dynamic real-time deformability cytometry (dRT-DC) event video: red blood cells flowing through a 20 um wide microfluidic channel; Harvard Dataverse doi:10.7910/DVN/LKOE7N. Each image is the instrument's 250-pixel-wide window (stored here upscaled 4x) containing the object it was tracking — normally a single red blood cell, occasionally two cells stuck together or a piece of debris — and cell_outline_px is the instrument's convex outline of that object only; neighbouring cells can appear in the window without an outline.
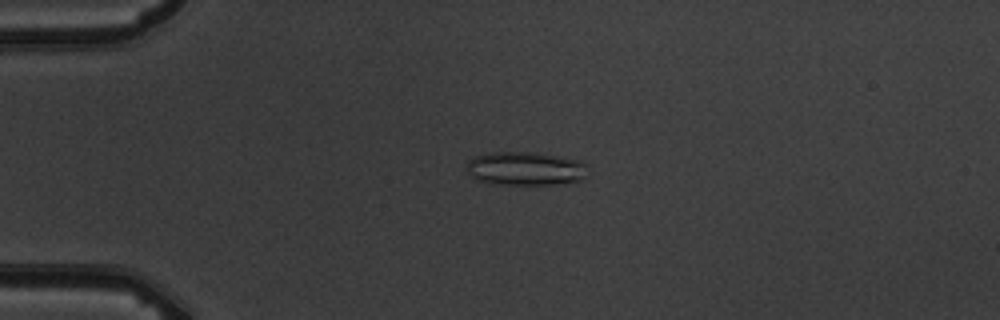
{"species": "common noctule bat (a hibernating species)", "species_latin": "Nyctalus noctula", "temperature_condition": "warm", "stored_images_in_passage": 6, "camera_frame_rate_fps": 3000, "um_per_image_px": 0.085, "animal": {"sex": "male", "body_mass_g": 19.5, "forearm_length_mm": 54.6}, "frame": {"image": 1, "passage_image": 4, "time_ms": 3.333, "image_size_px": [1000, 320], "cell_outline_px": [[584, 164], [580, 180], [552, 184], [488, 184], [476, 180], [464, 168], [468, 160], [476, 156], [492, 152], [536, 152], [580, 160]], "centroid_in_image_um": [44.52, 14.32], "position_along_channel_um": 40.5, "area_um2": 23.47}}
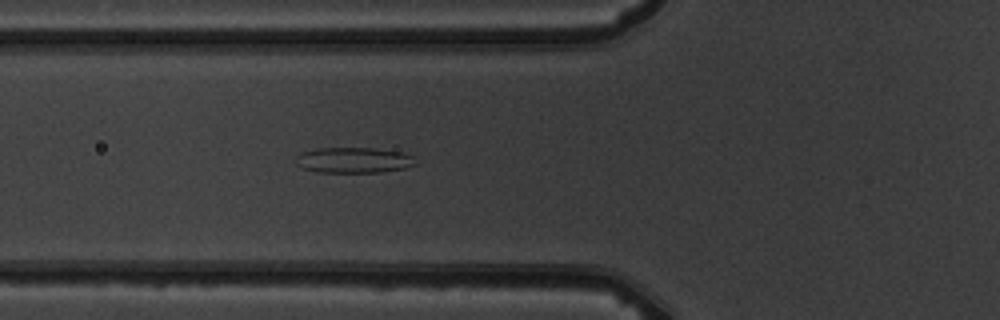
{"frame": {"image": 2, "passage_image": 6, "time_ms": 5.667, "image_size_px": [1000, 320], "cell_outline_px": [[416, 164], [404, 168], [380, 172], [316, 172], [300, 168], [296, 164], [296, 156], [300, 152], [316, 148], [372, 148], [404, 152], [412, 156]], "centroid_in_image_um": [30.0, 13.61], "position_along_channel_um": 95.8, "area_um2": 17.98}}